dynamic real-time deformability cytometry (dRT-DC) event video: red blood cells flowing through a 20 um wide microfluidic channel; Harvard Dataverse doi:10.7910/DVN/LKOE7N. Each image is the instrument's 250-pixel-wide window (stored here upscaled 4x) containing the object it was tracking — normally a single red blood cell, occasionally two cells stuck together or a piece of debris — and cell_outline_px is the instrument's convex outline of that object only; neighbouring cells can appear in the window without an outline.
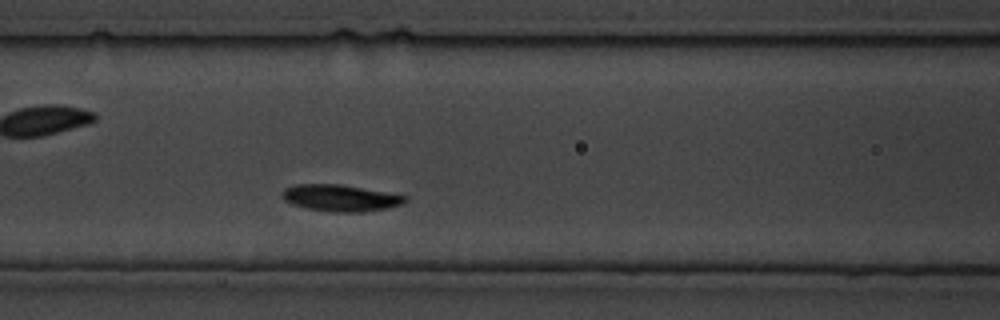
{"species": "common noctule bat (a hibernating species)", "species_latin": "Nyctalus noctula", "temperature_condition": "cold", "stored_images_in_passage": 94, "camera_frame_rate_fps": 3000, "um_per_image_px": 0.085, "animal": {"sex": "male", "body_mass_g": 19.5, "forearm_length_mm": 54.6}, "frame": {"image": 1, "passage_image": 21, "time_ms": 6.667, "image_size_px": [1000, 320], "cell_outline_px": [[408, 200], [404, 204], [384, 208], [360, 212], [336, 212], [308, 208], [292, 204], [284, 200], [280, 196], [280, 192], [284, 188], [296, 184], [340, 184], [408, 196]], "centroid_in_image_um": [28.9, 16.81], "position_along_channel_um": 137.7, "area_um2": 19.02}}
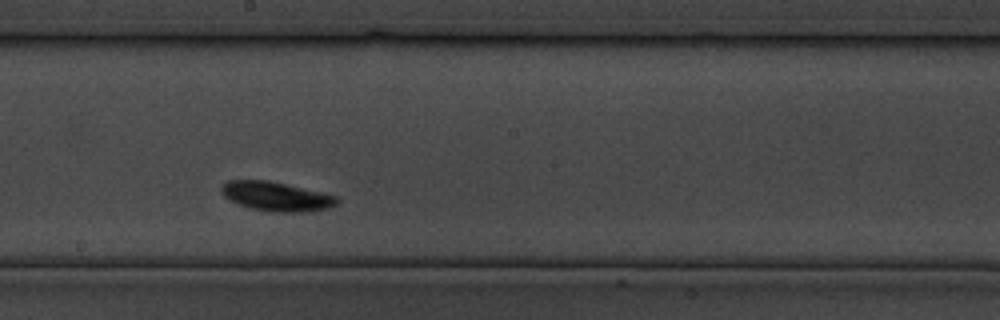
{"frame": {"image": 2, "passage_image": 38, "time_ms": 12.333, "image_size_px": [1000, 320], "cell_outline_px": [[340, 200], [336, 204], [328, 208], [308, 212], [272, 212], [252, 208], [240, 204], [224, 196], [220, 188], [228, 180], [268, 180], [336, 196]], "centroid_in_image_um": [23.5, 16.7], "position_along_channel_um": 224.7, "area_um2": 19.36}}
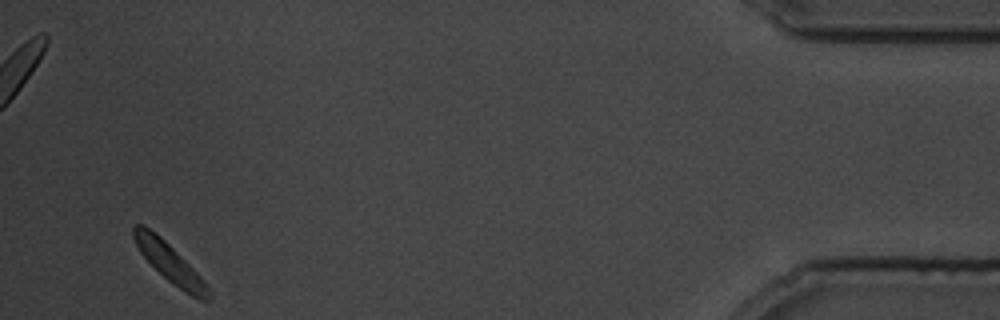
{"frame": {"image": 3, "passage_image": 89, "time_ms": 29.333, "image_size_px": [1000, 320], "cell_outline_px": [[212, 296], [208, 300], [200, 300], [184, 292], [172, 284], [140, 252], [132, 236], [132, 228], [136, 224], [144, 224], [160, 236], [200, 276], [212, 292]], "centroid_in_image_um": [14.43, 22.34], "position_along_channel_um": 420.8, "area_um2": 16.53}}